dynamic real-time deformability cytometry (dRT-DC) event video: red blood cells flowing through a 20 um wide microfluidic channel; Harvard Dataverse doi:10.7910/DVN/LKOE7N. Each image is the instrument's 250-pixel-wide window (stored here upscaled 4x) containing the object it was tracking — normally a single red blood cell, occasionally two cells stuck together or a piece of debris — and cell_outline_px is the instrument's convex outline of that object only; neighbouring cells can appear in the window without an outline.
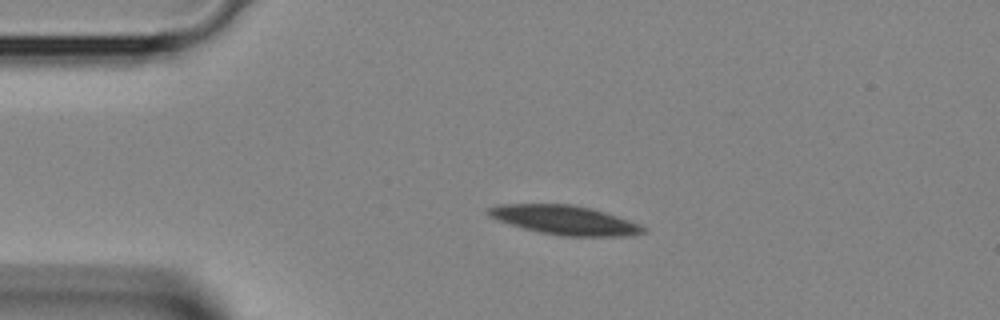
{"species": "Egyptian fruit bat (a non-hibernating species)", "species_latin": "Rousettus aegyptiacus", "temperature_condition": "room temperature", "stored_images_in_passage": 3, "camera_frame_rate_fps": 3000, "um_per_image_px": 0.085, "animal": {"sex": "female"}, "frame": {"image": 1, "passage_image": 2, "time_ms": 0.333, "image_size_px": [1000, 320], "cell_outline_px": [[648, 232], [632, 236], [564, 236], [540, 232], [524, 228], [500, 220], [484, 212], [488, 208], [500, 204], [572, 204], [592, 208], [640, 224], [648, 228]], "centroid_in_image_um": [48.08, 18.71], "position_along_channel_um": 36.9, "area_um2": 26.18}}